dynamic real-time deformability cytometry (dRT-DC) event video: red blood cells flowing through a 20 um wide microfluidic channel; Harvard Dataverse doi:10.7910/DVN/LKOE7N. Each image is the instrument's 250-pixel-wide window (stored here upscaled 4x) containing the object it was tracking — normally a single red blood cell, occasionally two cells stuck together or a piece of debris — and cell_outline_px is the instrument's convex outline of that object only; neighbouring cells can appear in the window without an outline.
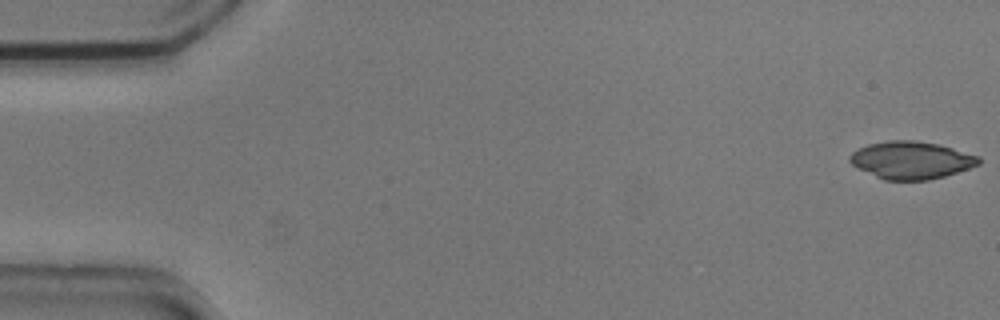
{"species": "common noctule bat (a hibernating species)", "species_latin": "Nyctalus noctula", "temperature_condition": "cold", "stored_images_in_passage": 10, "camera_frame_rate_fps": 3000, "um_per_image_px": 0.085, "animal": {"sex": "male", "body_mass_g": 20.5, "forearm_length_mm": 52.5}, "frame": {"image": 1, "passage_image": 1, "time_ms": 0.0, "image_size_px": [1000, 320], "cell_outline_px": [[980, 164], [944, 176], [928, 180], [884, 180], [852, 164], [848, 160], [848, 156], [852, 152], [868, 144], [888, 140], [916, 140], [940, 144], [980, 156]], "centroid_in_image_um": [77.47, 13.6], "position_along_channel_um": 7.5, "area_um2": 28.09}}